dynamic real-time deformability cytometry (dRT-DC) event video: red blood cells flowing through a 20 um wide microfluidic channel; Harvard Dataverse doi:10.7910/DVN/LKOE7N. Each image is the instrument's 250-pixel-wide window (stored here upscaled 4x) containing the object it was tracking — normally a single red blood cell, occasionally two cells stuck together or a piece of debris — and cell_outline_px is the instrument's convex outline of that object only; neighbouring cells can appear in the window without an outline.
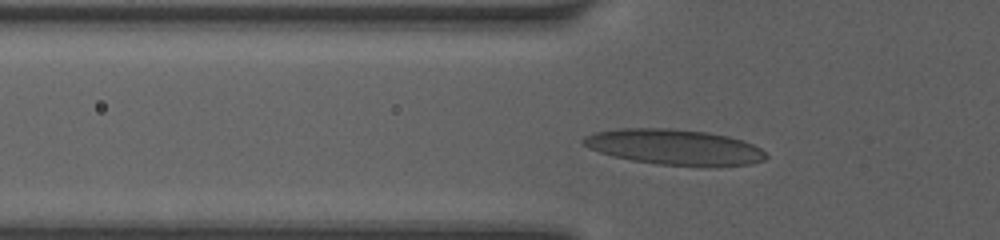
{"species": "human", "species_latin": "Homo sapiens", "temperature_condition": "room temperature", "stored_images_in_passage": 23, "camera_frame_rate_fps": 3000, "um_per_image_px": 0.085, "donor": {"sex": "female"}, "frame": {"image": 1, "passage_image": 9, "time_ms": 3.0, "image_size_px": [1000, 240], "cell_outline_px": [[768, 156], [764, 160], [752, 164], [656, 164], [632, 160], [612, 156], [588, 148], [580, 144], [580, 140], [584, 136], [592, 132], [620, 128], [672, 128], [708, 132], [728, 136], [752, 144], [760, 148]], "centroid_in_image_um": [57.2, 12.46], "position_along_channel_um": 68.6, "area_um2": 37.28}}
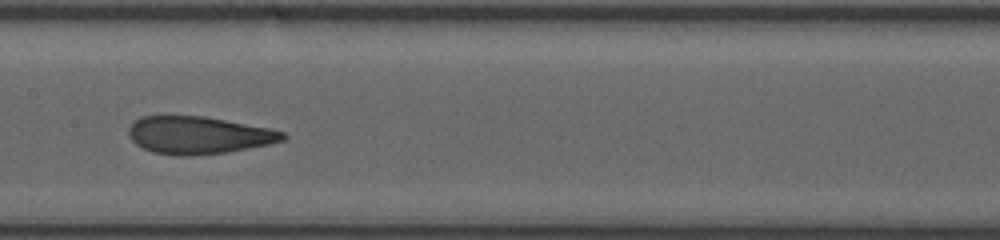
{"frame": {"image": 2, "passage_image": 15, "time_ms": 6.0, "image_size_px": [1000, 240], "cell_outline_px": [[288, 136], [284, 140], [268, 144], [248, 148], [224, 152], [192, 156], [180, 156], [152, 152], [136, 144], [128, 136], [128, 128], [140, 116], [204, 116], [272, 128], [284, 132]], "centroid_in_image_um": [16.88, 11.48], "position_along_channel_um": 190.5, "area_um2": 33.7}}
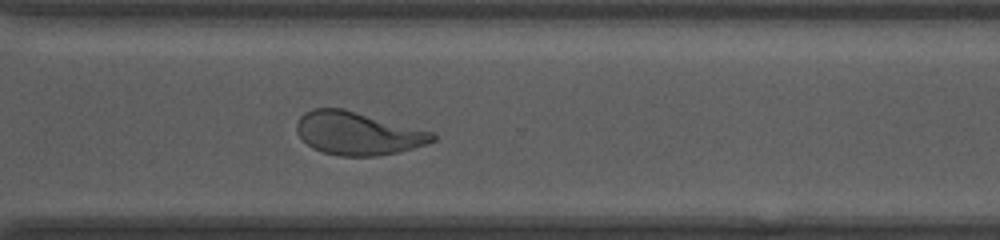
{"frame": {"image": 3, "passage_image": 23, "time_ms": 9.667, "image_size_px": [1000, 240], "cell_outline_px": [[436, 140], [412, 148], [396, 152], [376, 156], [340, 156], [324, 152], [312, 148], [296, 132], [296, 124], [300, 116], [304, 112], [312, 108], [344, 108], [432, 132], [436, 136]], "centroid_in_image_um": [30.37, 11.32], "position_along_channel_um": 340.2, "area_um2": 33.87}}